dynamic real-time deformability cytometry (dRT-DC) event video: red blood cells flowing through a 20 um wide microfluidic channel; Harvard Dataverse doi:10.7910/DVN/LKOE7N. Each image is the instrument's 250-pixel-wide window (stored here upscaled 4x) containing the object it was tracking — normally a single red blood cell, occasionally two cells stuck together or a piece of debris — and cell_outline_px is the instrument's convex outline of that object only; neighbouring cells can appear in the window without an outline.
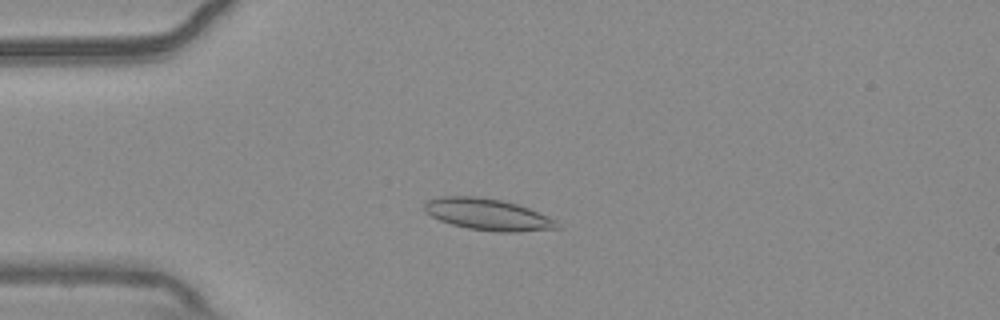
{"species": "common noctule bat (a hibernating species)", "species_latin": "Nyctalus noctula", "temperature_condition": "warm", "stored_images_in_passage": 55, "camera_frame_rate_fps": 3000, "um_per_image_px": 0.085, "animal": {"sex": "male", "body_mass_g": 20.4}, "frame": {"image": 1, "passage_image": 14, "time_ms": 4.333, "image_size_px": [1000, 320], "cell_outline_px": [[560, 228], [516, 232], [500, 232], [468, 228], [452, 224], [440, 220], [424, 212], [424, 204], [428, 200], [440, 196], [476, 196], [500, 200], [516, 204], [528, 208], [548, 216], [556, 220]], "centroid_in_image_um": [41.44, 18.22], "position_along_channel_um": 43.6, "area_um2": 24.22}}
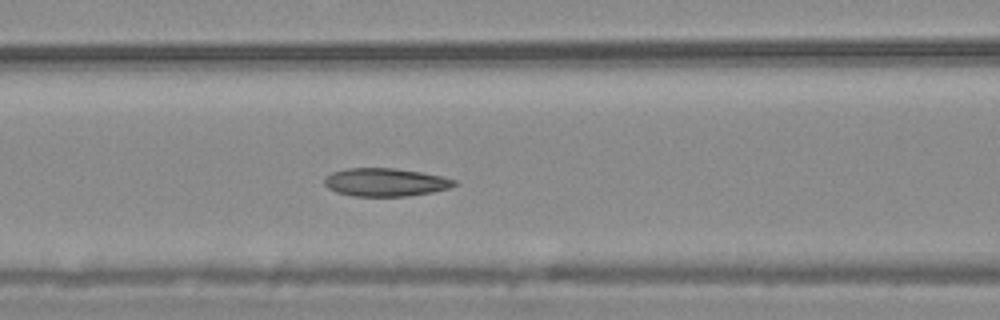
{"frame": {"image": 2, "passage_image": 23, "time_ms": 7.333, "image_size_px": [1000, 320], "cell_outline_px": [[456, 184], [448, 188], [432, 192], [408, 196], [352, 196], [336, 192], [328, 188], [324, 184], [324, 176], [332, 172], [348, 168], [396, 168], [420, 172], [440, 176], [456, 180]], "centroid_in_image_um": [32.71, 15.49], "position_along_channel_um": 133.9, "area_um2": 21.27}}
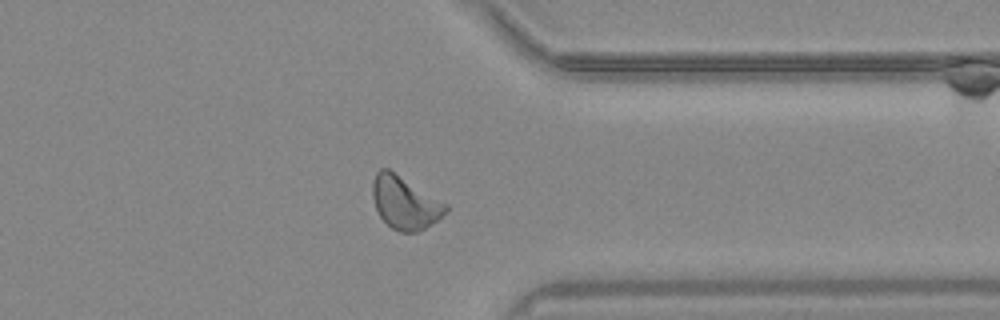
{"frame": {"image": 3, "passage_image": 43, "time_ms": 14.0, "image_size_px": [1000, 320], "cell_outline_px": [[448, 212], [432, 224], [416, 232], [400, 232], [392, 228], [380, 216], [376, 208], [372, 196], [372, 184], [376, 172], [380, 168], [388, 168], [448, 204]], "centroid_in_image_um": [34.42, 17.22], "position_along_channel_um": 377.0, "area_um2": 22.48}, "authors_computed_cell_mechanics": {"area_um2": 22.253, "velocity_mm_per_s": 3.7206, "shape_relaxation_time_tau1_ms": 8.6413, "shape_relaxation_time_tau2_ms": 4.0264, "deformation_change_tau1": 0.1629, "deformation_change_tau2": 0.0878}}